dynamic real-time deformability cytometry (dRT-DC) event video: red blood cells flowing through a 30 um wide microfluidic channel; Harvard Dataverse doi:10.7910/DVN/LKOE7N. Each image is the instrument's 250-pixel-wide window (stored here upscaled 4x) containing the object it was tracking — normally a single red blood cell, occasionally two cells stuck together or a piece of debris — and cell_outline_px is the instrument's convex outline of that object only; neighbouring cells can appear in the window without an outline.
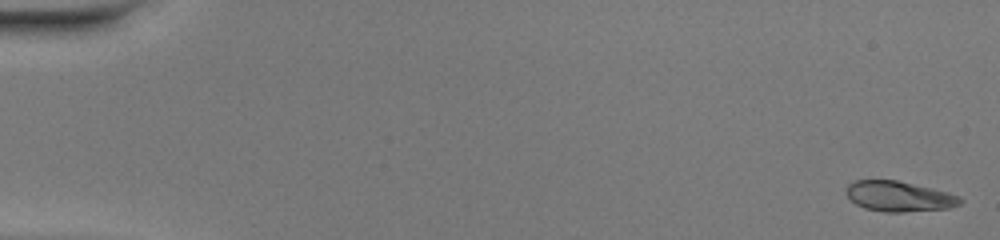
{"species": "common noctule bat (a hibernating species)", "species_latin": "Nyctalus noctula", "temperature_condition": "warm", "stored_images_in_passage": 49, "camera_frame_rate_fps": 3000, "um_per_image_px": 0.085, "animal": {"sex": "female", "body_mass_g": 20.0, "forearm_length_mm": 54.0}, "frame": {"image": 1, "passage_image": 1, "time_ms": 0.0, "image_size_px": [1000, 240], "cell_outline_px": [[964, 200], [960, 204], [948, 208], [904, 212], [884, 212], [864, 208], [856, 204], [844, 192], [844, 188], [852, 180], [896, 180], [932, 188], [948, 192], [960, 196]], "centroid_in_image_um": [76.39, 16.68], "position_along_channel_um": 8.6, "area_um2": 20.29}}
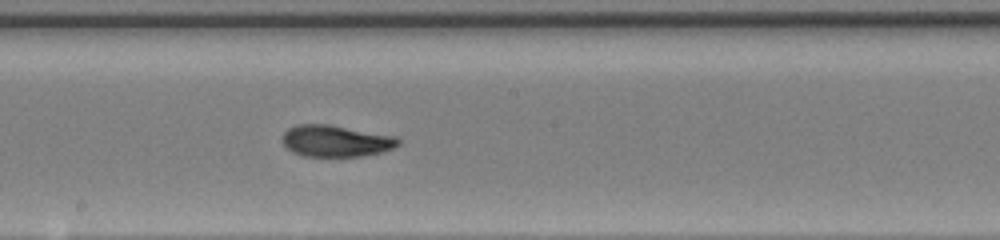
{"frame": {"image": 2, "passage_image": 28, "time_ms": 9.0, "image_size_px": [1000, 240], "cell_outline_px": [[400, 144], [392, 148], [380, 152], [360, 156], [300, 156], [292, 152], [280, 140], [284, 132], [288, 128], [296, 124], [328, 124], [396, 136], [400, 140]], "centroid_in_image_um": [28.5, 11.97], "position_along_channel_um": 219.7, "area_um2": 21.39}}
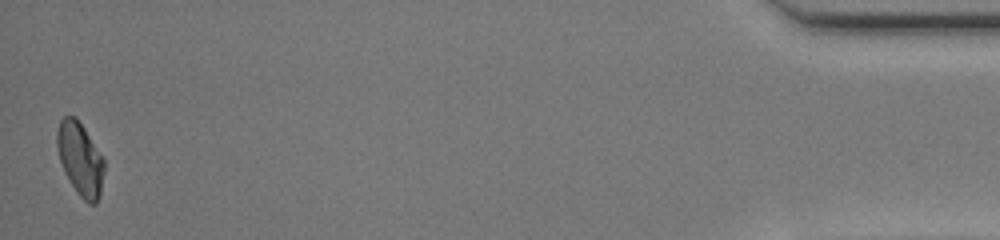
{"frame": {"image": 3, "passage_image": 49, "time_ms": 16.0, "image_size_px": [1000, 240], "cell_outline_px": [[104, 172], [100, 196], [96, 204], [88, 204], [76, 192], [64, 172], [60, 160], [56, 144], [56, 132], [60, 120], [64, 116], [76, 116], [104, 156]], "centroid_in_image_um": [6.83, 13.51], "position_along_channel_um": 428.4, "area_um2": 20.4}, "authors_computed_cell_mechanics": {"area_um2": 20.5768, "velocity_mm_per_s": 4.2189, "shape_relaxation_time_tau1_ms": 8.1183, "shape_relaxation_time_tau2_ms": 1.2283, "deformation_change_tau1": 0.2706, "deformation_change_tau2": 0.0604}}